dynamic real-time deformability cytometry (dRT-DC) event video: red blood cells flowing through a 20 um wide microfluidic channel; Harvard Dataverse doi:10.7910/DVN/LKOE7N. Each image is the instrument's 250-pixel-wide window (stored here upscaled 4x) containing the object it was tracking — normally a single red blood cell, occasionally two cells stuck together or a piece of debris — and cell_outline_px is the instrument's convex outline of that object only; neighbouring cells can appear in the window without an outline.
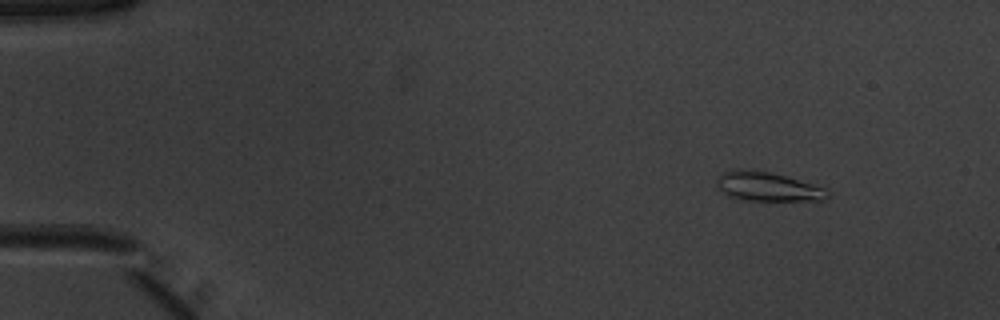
{"species": "common noctule bat (a hibernating species)", "species_latin": "Nyctalus noctula", "temperature_condition": "warm", "stored_images_in_passage": 37, "camera_frame_rate_fps": 3000, "um_per_image_px": 0.085, "animal": {"sex": "male", "body_mass_g": 20.1, "forearm_length_mm": 53.5}, "frame": {"image": 1, "passage_image": 2, "time_ms": 0.333, "image_size_px": [1000, 320], "cell_outline_px": [[832, 196], [824, 200], [740, 200], [728, 196], [720, 188], [716, 180], [720, 172], [744, 168], [768, 172], [788, 176], [828, 188]], "centroid_in_image_um": [65.31, 15.85], "position_along_channel_um": 19.7, "area_um2": 19.07}}
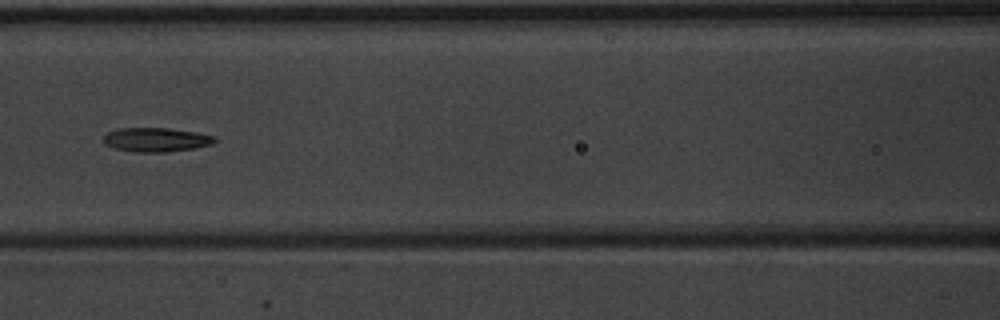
{"frame": {"image": 2, "passage_image": 20, "time_ms": 6.333, "image_size_px": [1000, 320], "cell_outline_px": [[216, 140], [212, 144], [192, 148], [168, 152], [132, 152], [112, 148], [104, 144], [104, 136], [108, 132], [120, 128], [168, 128], [196, 132], [216, 136]], "centroid_in_image_um": [13.25, 11.88], "position_along_channel_um": 153.4, "area_um2": 15.66}}
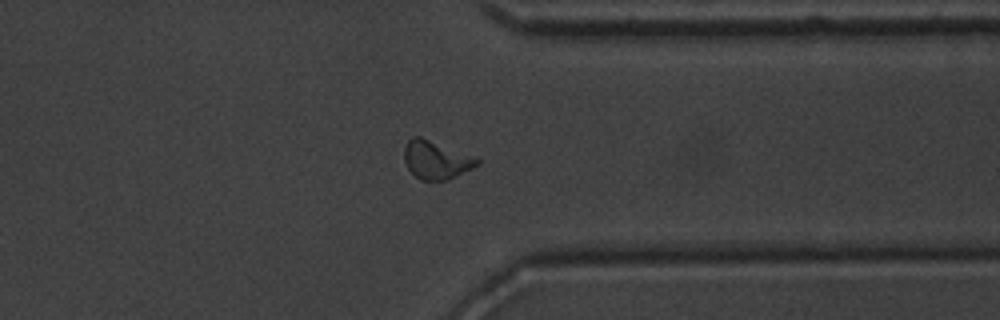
{"frame": {"image": 3, "passage_image": 37, "time_ms": 12.0, "image_size_px": [1000, 320], "cell_outline_px": [[480, 164], [448, 180], [420, 180], [408, 168], [404, 160], [404, 148], [408, 140], [412, 136], [420, 136], [472, 156], [480, 160]], "centroid_in_image_um": [37.04, 13.59], "position_along_channel_um": 374.4, "area_um2": 16.01}, "authors_computed_cell_mechanics": {"area_um2": 15.7794, "velocity_mm_per_s": 3.9428, "shape_relaxation_time_tau1_ms": 5.1743, "shape_relaxation_time_tau2_ms": 1.6563, "deformation_change_tau1": 0.1732, "deformation_change_tau2": 0.0949}}